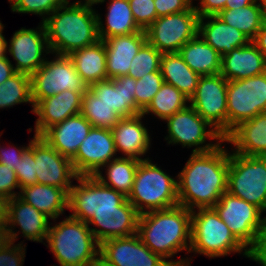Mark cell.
<instances>
[{"instance_id": "1", "label": "cell", "mask_w": 266, "mask_h": 266, "mask_svg": "<svg viewBox=\"0 0 266 266\" xmlns=\"http://www.w3.org/2000/svg\"><path fill=\"white\" fill-rule=\"evenodd\" d=\"M222 144L208 152L191 153L176 176L180 206L191 211L214 207L227 192L229 152Z\"/></svg>"}, {"instance_id": "2", "label": "cell", "mask_w": 266, "mask_h": 266, "mask_svg": "<svg viewBox=\"0 0 266 266\" xmlns=\"http://www.w3.org/2000/svg\"><path fill=\"white\" fill-rule=\"evenodd\" d=\"M137 234L141 241L171 266H191L192 259L172 258L191 246V210L177 205L169 209L140 214ZM169 258H171L169 260Z\"/></svg>"}, {"instance_id": "3", "label": "cell", "mask_w": 266, "mask_h": 266, "mask_svg": "<svg viewBox=\"0 0 266 266\" xmlns=\"http://www.w3.org/2000/svg\"><path fill=\"white\" fill-rule=\"evenodd\" d=\"M93 6L65 1L42 22L51 54L69 55L100 40Z\"/></svg>"}, {"instance_id": "4", "label": "cell", "mask_w": 266, "mask_h": 266, "mask_svg": "<svg viewBox=\"0 0 266 266\" xmlns=\"http://www.w3.org/2000/svg\"><path fill=\"white\" fill-rule=\"evenodd\" d=\"M234 236L261 262L266 263V216L247 201L225 192L213 207Z\"/></svg>"}, {"instance_id": "5", "label": "cell", "mask_w": 266, "mask_h": 266, "mask_svg": "<svg viewBox=\"0 0 266 266\" xmlns=\"http://www.w3.org/2000/svg\"><path fill=\"white\" fill-rule=\"evenodd\" d=\"M189 253L206 257L243 254L258 264L261 262L234 236L213 207L191 211V246Z\"/></svg>"}, {"instance_id": "6", "label": "cell", "mask_w": 266, "mask_h": 266, "mask_svg": "<svg viewBox=\"0 0 266 266\" xmlns=\"http://www.w3.org/2000/svg\"><path fill=\"white\" fill-rule=\"evenodd\" d=\"M46 243L60 266H89L99 257L100 244L88 224L71 216L49 226Z\"/></svg>"}, {"instance_id": "7", "label": "cell", "mask_w": 266, "mask_h": 266, "mask_svg": "<svg viewBox=\"0 0 266 266\" xmlns=\"http://www.w3.org/2000/svg\"><path fill=\"white\" fill-rule=\"evenodd\" d=\"M127 200L140 214L179 205L177 179L163 171L151 159L139 162Z\"/></svg>"}, {"instance_id": "8", "label": "cell", "mask_w": 266, "mask_h": 266, "mask_svg": "<svg viewBox=\"0 0 266 266\" xmlns=\"http://www.w3.org/2000/svg\"><path fill=\"white\" fill-rule=\"evenodd\" d=\"M227 192L266 211V157L229 151Z\"/></svg>"}, {"instance_id": "9", "label": "cell", "mask_w": 266, "mask_h": 266, "mask_svg": "<svg viewBox=\"0 0 266 266\" xmlns=\"http://www.w3.org/2000/svg\"><path fill=\"white\" fill-rule=\"evenodd\" d=\"M167 135L164 139L168 145H179L191 148L192 153L208 152L218 147L224 142V137L205 121L191 106L188 104L184 109L167 117ZM213 140L216 143L209 142Z\"/></svg>"}, {"instance_id": "10", "label": "cell", "mask_w": 266, "mask_h": 266, "mask_svg": "<svg viewBox=\"0 0 266 266\" xmlns=\"http://www.w3.org/2000/svg\"><path fill=\"white\" fill-rule=\"evenodd\" d=\"M55 57L30 75L31 97L34 107L42 100L65 90L85 92L87 84L77 73L68 55L53 54Z\"/></svg>"}, {"instance_id": "11", "label": "cell", "mask_w": 266, "mask_h": 266, "mask_svg": "<svg viewBox=\"0 0 266 266\" xmlns=\"http://www.w3.org/2000/svg\"><path fill=\"white\" fill-rule=\"evenodd\" d=\"M266 112V72L227 84V135L240 123Z\"/></svg>"}, {"instance_id": "12", "label": "cell", "mask_w": 266, "mask_h": 266, "mask_svg": "<svg viewBox=\"0 0 266 266\" xmlns=\"http://www.w3.org/2000/svg\"><path fill=\"white\" fill-rule=\"evenodd\" d=\"M68 193L69 216L88 222L96 211L117 210L126 199L122 193L101 184L94 176H78ZM79 184V185H78Z\"/></svg>"}, {"instance_id": "13", "label": "cell", "mask_w": 266, "mask_h": 266, "mask_svg": "<svg viewBox=\"0 0 266 266\" xmlns=\"http://www.w3.org/2000/svg\"><path fill=\"white\" fill-rule=\"evenodd\" d=\"M198 20L193 5L186 11L158 17L145 30L147 42L161 53H178L198 34Z\"/></svg>"}, {"instance_id": "14", "label": "cell", "mask_w": 266, "mask_h": 266, "mask_svg": "<svg viewBox=\"0 0 266 266\" xmlns=\"http://www.w3.org/2000/svg\"><path fill=\"white\" fill-rule=\"evenodd\" d=\"M227 84L219 73L200 76L190 106L224 138L227 136Z\"/></svg>"}, {"instance_id": "15", "label": "cell", "mask_w": 266, "mask_h": 266, "mask_svg": "<svg viewBox=\"0 0 266 266\" xmlns=\"http://www.w3.org/2000/svg\"><path fill=\"white\" fill-rule=\"evenodd\" d=\"M7 50L15 61L12 65L16 72L31 75L37 71L45 63L46 55L51 54L43 23L40 22L35 29L22 27L15 31L7 45Z\"/></svg>"}, {"instance_id": "16", "label": "cell", "mask_w": 266, "mask_h": 266, "mask_svg": "<svg viewBox=\"0 0 266 266\" xmlns=\"http://www.w3.org/2000/svg\"><path fill=\"white\" fill-rule=\"evenodd\" d=\"M34 159L37 184L59 187L69 193L73 180L78 178L72 160L61 155L41 136L34 137Z\"/></svg>"}, {"instance_id": "17", "label": "cell", "mask_w": 266, "mask_h": 266, "mask_svg": "<svg viewBox=\"0 0 266 266\" xmlns=\"http://www.w3.org/2000/svg\"><path fill=\"white\" fill-rule=\"evenodd\" d=\"M99 257L111 266H171L152 252L137 233L100 243Z\"/></svg>"}, {"instance_id": "18", "label": "cell", "mask_w": 266, "mask_h": 266, "mask_svg": "<svg viewBox=\"0 0 266 266\" xmlns=\"http://www.w3.org/2000/svg\"><path fill=\"white\" fill-rule=\"evenodd\" d=\"M116 154L111 130L92 127L72 164L78 176H94L104 165L118 158Z\"/></svg>"}, {"instance_id": "19", "label": "cell", "mask_w": 266, "mask_h": 266, "mask_svg": "<svg viewBox=\"0 0 266 266\" xmlns=\"http://www.w3.org/2000/svg\"><path fill=\"white\" fill-rule=\"evenodd\" d=\"M139 218L140 213L126 199L117 207V210L94 212L87 224L100 244L108 239L129 237L136 234ZM90 225H93V228ZM94 226L96 227L94 228Z\"/></svg>"}, {"instance_id": "20", "label": "cell", "mask_w": 266, "mask_h": 266, "mask_svg": "<svg viewBox=\"0 0 266 266\" xmlns=\"http://www.w3.org/2000/svg\"><path fill=\"white\" fill-rule=\"evenodd\" d=\"M49 217L44 213L38 211L32 205L23 201L19 196H16L10 200L9 213L5 230L7 231L10 242L17 240L19 233H22V237L33 242L43 243L47 238L50 223ZM19 226L20 230H15Z\"/></svg>"}, {"instance_id": "21", "label": "cell", "mask_w": 266, "mask_h": 266, "mask_svg": "<svg viewBox=\"0 0 266 266\" xmlns=\"http://www.w3.org/2000/svg\"><path fill=\"white\" fill-rule=\"evenodd\" d=\"M84 93L67 89L42 99L33 110V113L38 116L35 121L34 135L41 136L51 126L80 114Z\"/></svg>"}, {"instance_id": "22", "label": "cell", "mask_w": 266, "mask_h": 266, "mask_svg": "<svg viewBox=\"0 0 266 266\" xmlns=\"http://www.w3.org/2000/svg\"><path fill=\"white\" fill-rule=\"evenodd\" d=\"M144 115L123 117L112 129L116 152H121V157L134 158L139 161L151 148V136L142 122Z\"/></svg>"}, {"instance_id": "23", "label": "cell", "mask_w": 266, "mask_h": 266, "mask_svg": "<svg viewBox=\"0 0 266 266\" xmlns=\"http://www.w3.org/2000/svg\"><path fill=\"white\" fill-rule=\"evenodd\" d=\"M136 80L133 77L121 76L95 82L88 89L98 97L99 101L115 110L122 117L136 116L134 98Z\"/></svg>"}, {"instance_id": "24", "label": "cell", "mask_w": 266, "mask_h": 266, "mask_svg": "<svg viewBox=\"0 0 266 266\" xmlns=\"http://www.w3.org/2000/svg\"><path fill=\"white\" fill-rule=\"evenodd\" d=\"M103 42L106 51L107 78L116 79L128 75L132 59L147 39L145 30H142L138 33L109 37Z\"/></svg>"}, {"instance_id": "25", "label": "cell", "mask_w": 266, "mask_h": 266, "mask_svg": "<svg viewBox=\"0 0 266 266\" xmlns=\"http://www.w3.org/2000/svg\"><path fill=\"white\" fill-rule=\"evenodd\" d=\"M91 128V123L78 114L51 126L41 137L61 155L72 160Z\"/></svg>"}, {"instance_id": "26", "label": "cell", "mask_w": 266, "mask_h": 266, "mask_svg": "<svg viewBox=\"0 0 266 266\" xmlns=\"http://www.w3.org/2000/svg\"><path fill=\"white\" fill-rule=\"evenodd\" d=\"M266 72V59L250 41L223 55L220 74L227 80H243Z\"/></svg>"}, {"instance_id": "27", "label": "cell", "mask_w": 266, "mask_h": 266, "mask_svg": "<svg viewBox=\"0 0 266 266\" xmlns=\"http://www.w3.org/2000/svg\"><path fill=\"white\" fill-rule=\"evenodd\" d=\"M224 143L232 144L234 153L266 157V112L240 123L224 138Z\"/></svg>"}, {"instance_id": "28", "label": "cell", "mask_w": 266, "mask_h": 266, "mask_svg": "<svg viewBox=\"0 0 266 266\" xmlns=\"http://www.w3.org/2000/svg\"><path fill=\"white\" fill-rule=\"evenodd\" d=\"M198 34L221 57L230 53L234 48L243 47L251 41L244 33L226 24L217 15L199 17Z\"/></svg>"}, {"instance_id": "29", "label": "cell", "mask_w": 266, "mask_h": 266, "mask_svg": "<svg viewBox=\"0 0 266 266\" xmlns=\"http://www.w3.org/2000/svg\"><path fill=\"white\" fill-rule=\"evenodd\" d=\"M19 197L26 203L56 221L68 209V193L59 187L46 184L28 185L19 191Z\"/></svg>"}, {"instance_id": "30", "label": "cell", "mask_w": 266, "mask_h": 266, "mask_svg": "<svg viewBox=\"0 0 266 266\" xmlns=\"http://www.w3.org/2000/svg\"><path fill=\"white\" fill-rule=\"evenodd\" d=\"M106 0H99L96 5ZM107 6L105 22L97 12L98 33L100 40L109 37L138 33L142 29L137 25L132 14L128 0H110Z\"/></svg>"}, {"instance_id": "31", "label": "cell", "mask_w": 266, "mask_h": 266, "mask_svg": "<svg viewBox=\"0 0 266 266\" xmlns=\"http://www.w3.org/2000/svg\"><path fill=\"white\" fill-rule=\"evenodd\" d=\"M68 56L87 86L108 79L106 72V51L103 40L75 50Z\"/></svg>"}, {"instance_id": "32", "label": "cell", "mask_w": 266, "mask_h": 266, "mask_svg": "<svg viewBox=\"0 0 266 266\" xmlns=\"http://www.w3.org/2000/svg\"><path fill=\"white\" fill-rule=\"evenodd\" d=\"M184 62L200 76L215 75L221 71V55L197 34L179 50Z\"/></svg>"}, {"instance_id": "33", "label": "cell", "mask_w": 266, "mask_h": 266, "mask_svg": "<svg viewBox=\"0 0 266 266\" xmlns=\"http://www.w3.org/2000/svg\"><path fill=\"white\" fill-rule=\"evenodd\" d=\"M164 82L190 98L195 94L200 75L194 72L179 53H163L160 65Z\"/></svg>"}, {"instance_id": "34", "label": "cell", "mask_w": 266, "mask_h": 266, "mask_svg": "<svg viewBox=\"0 0 266 266\" xmlns=\"http://www.w3.org/2000/svg\"><path fill=\"white\" fill-rule=\"evenodd\" d=\"M139 160L127 157H118L104 165L94 177L103 185L113 188L128 197L131 193ZM103 169L105 171V176ZM102 170V171H101Z\"/></svg>"}, {"instance_id": "35", "label": "cell", "mask_w": 266, "mask_h": 266, "mask_svg": "<svg viewBox=\"0 0 266 266\" xmlns=\"http://www.w3.org/2000/svg\"><path fill=\"white\" fill-rule=\"evenodd\" d=\"M217 16L226 24L244 33L251 41L256 37L264 21L257 1L238 9H223Z\"/></svg>"}, {"instance_id": "36", "label": "cell", "mask_w": 266, "mask_h": 266, "mask_svg": "<svg viewBox=\"0 0 266 266\" xmlns=\"http://www.w3.org/2000/svg\"><path fill=\"white\" fill-rule=\"evenodd\" d=\"M187 104H189L187 96L171 84L164 82L142 114L145 116L151 113L164 121L167 117L187 107Z\"/></svg>"}, {"instance_id": "37", "label": "cell", "mask_w": 266, "mask_h": 266, "mask_svg": "<svg viewBox=\"0 0 266 266\" xmlns=\"http://www.w3.org/2000/svg\"><path fill=\"white\" fill-rule=\"evenodd\" d=\"M21 103H30L34 110L31 97V78L23 72H16L0 85V109H7Z\"/></svg>"}, {"instance_id": "38", "label": "cell", "mask_w": 266, "mask_h": 266, "mask_svg": "<svg viewBox=\"0 0 266 266\" xmlns=\"http://www.w3.org/2000/svg\"><path fill=\"white\" fill-rule=\"evenodd\" d=\"M80 114L95 128L111 130L123 117L115 110L100 102L89 89L82 97Z\"/></svg>"}, {"instance_id": "39", "label": "cell", "mask_w": 266, "mask_h": 266, "mask_svg": "<svg viewBox=\"0 0 266 266\" xmlns=\"http://www.w3.org/2000/svg\"><path fill=\"white\" fill-rule=\"evenodd\" d=\"M162 55L163 53L146 42L132 59L127 76L138 80L148 73L159 71Z\"/></svg>"}, {"instance_id": "40", "label": "cell", "mask_w": 266, "mask_h": 266, "mask_svg": "<svg viewBox=\"0 0 266 266\" xmlns=\"http://www.w3.org/2000/svg\"><path fill=\"white\" fill-rule=\"evenodd\" d=\"M164 79L161 71L148 73L136 80V88L134 98L136 101V114H141L148 106L155 94L160 90Z\"/></svg>"}, {"instance_id": "41", "label": "cell", "mask_w": 266, "mask_h": 266, "mask_svg": "<svg viewBox=\"0 0 266 266\" xmlns=\"http://www.w3.org/2000/svg\"><path fill=\"white\" fill-rule=\"evenodd\" d=\"M64 2L65 0H13L10 7L12 12L39 15L43 22Z\"/></svg>"}, {"instance_id": "42", "label": "cell", "mask_w": 266, "mask_h": 266, "mask_svg": "<svg viewBox=\"0 0 266 266\" xmlns=\"http://www.w3.org/2000/svg\"><path fill=\"white\" fill-rule=\"evenodd\" d=\"M29 141V147L23 153L22 158L19 160V164L15 167V172L18 179L20 189L37 184V174L35 171V159H34V137Z\"/></svg>"}, {"instance_id": "43", "label": "cell", "mask_w": 266, "mask_h": 266, "mask_svg": "<svg viewBox=\"0 0 266 266\" xmlns=\"http://www.w3.org/2000/svg\"><path fill=\"white\" fill-rule=\"evenodd\" d=\"M137 25L146 30L157 18L154 0H128Z\"/></svg>"}, {"instance_id": "44", "label": "cell", "mask_w": 266, "mask_h": 266, "mask_svg": "<svg viewBox=\"0 0 266 266\" xmlns=\"http://www.w3.org/2000/svg\"><path fill=\"white\" fill-rule=\"evenodd\" d=\"M25 247L22 241L18 244L9 242L0 251V266H23L26 257Z\"/></svg>"}, {"instance_id": "45", "label": "cell", "mask_w": 266, "mask_h": 266, "mask_svg": "<svg viewBox=\"0 0 266 266\" xmlns=\"http://www.w3.org/2000/svg\"><path fill=\"white\" fill-rule=\"evenodd\" d=\"M15 189L21 190L15 170L0 163V194L12 199L20 194L18 191L15 192Z\"/></svg>"}, {"instance_id": "46", "label": "cell", "mask_w": 266, "mask_h": 266, "mask_svg": "<svg viewBox=\"0 0 266 266\" xmlns=\"http://www.w3.org/2000/svg\"><path fill=\"white\" fill-rule=\"evenodd\" d=\"M193 0H154L157 18L188 10Z\"/></svg>"}, {"instance_id": "47", "label": "cell", "mask_w": 266, "mask_h": 266, "mask_svg": "<svg viewBox=\"0 0 266 266\" xmlns=\"http://www.w3.org/2000/svg\"><path fill=\"white\" fill-rule=\"evenodd\" d=\"M29 147L23 146V147H14L9 145V148L2 147L0 145V163L3 165L8 166L9 169H15V167L19 164V160L22 158L23 153L25 150ZM11 148V149H10Z\"/></svg>"}, {"instance_id": "48", "label": "cell", "mask_w": 266, "mask_h": 266, "mask_svg": "<svg viewBox=\"0 0 266 266\" xmlns=\"http://www.w3.org/2000/svg\"><path fill=\"white\" fill-rule=\"evenodd\" d=\"M227 0H200V6H194L199 17L207 15H217L221 10L225 9Z\"/></svg>"}, {"instance_id": "49", "label": "cell", "mask_w": 266, "mask_h": 266, "mask_svg": "<svg viewBox=\"0 0 266 266\" xmlns=\"http://www.w3.org/2000/svg\"><path fill=\"white\" fill-rule=\"evenodd\" d=\"M16 71L12 65V61L8 56L0 58V85L10 78Z\"/></svg>"}, {"instance_id": "50", "label": "cell", "mask_w": 266, "mask_h": 266, "mask_svg": "<svg viewBox=\"0 0 266 266\" xmlns=\"http://www.w3.org/2000/svg\"><path fill=\"white\" fill-rule=\"evenodd\" d=\"M252 42L257 46L258 50L266 59V19H264L261 29L258 31Z\"/></svg>"}, {"instance_id": "51", "label": "cell", "mask_w": 266, "mask_h": 266, "mask_svg": "<svg viewBox=\"0 0 266 266\" xmlns=\"http://www.w3.org/2000/svg\"><path fill=\"white\" fill-rule=\"evenodd\" d=\"M11 198L0 194V229H5L9 213Z\"/></svg>"}, {"instance_id": "52", "label": "cell", "mask_w": 266, "mask_h": 266, "mask_svg": "<svg viewBox=\"0 0 266 266\" xmlns=\"http://www.w3.org/2000/svg\"><path fill=\"white\" fill-rule=\"evenodd\" d=\"M256 0H227L225 9H238L255 3Z\"/></svg>"}, {"instance_id": "53", "label": "cell", "mask_w": 266, "mask_h": 266, "mask_svg": "<svg viewBox=\"0 0 266 266\" xmlns=\"http://www.w3.org/2000/svg\"><path fill=\"white\" fill-rule=\"evenodd\" d=\"M7 45L5 35H3V30L0 31V58L7 56Z\"/></svg>"}, {"instance_id": "54", "label": "cell", "mask_w": 266, "mask_h": 266, "mask_svg": "<svg viewBox=\"0 0 266 266\" xmlns=\"http://www.w3.org/2000/svg\"><path fill=\"white\" fill-rule=\"evenodd\" d=\"M10 242L9 235L5 229H0V251Z\"/></svg>"}, {"instance_id": "55", "label": "cell", "mask_w": 266, "mask_h": 266, "mask_svg": "<svg viewBox=\"0 0 266 266\" xmlns=\"http://www.w3.org/2000/svg\"><path fill=\"white\" fill-rule=\"evenodd\" d=\"M89 266H111V265L107 264L103 259L98 257Z\"/></svg>"}, {"instance_id": "56", "label": "cell", "mask_w": 266, "mask_h": 266, "mask_svg": "<svg viewBox=\"0 0 266 266\" xmlns=\"http://www.w3.org/2000/svg\"><path fill=\"white\" fill-rule=\"evenodd\" d=\"M261 8L264 19H266V0H256Z\"/></svg>"}, {"instance_id": "57", "label": "cell", "mask_w": 266, "mask_h": 266, "mask_svg": "<svg viewBox=\"0 0 266 266\" xmlns=\"http://www.w3.org/2000/svg\"><path fill=\"white\" fill-rule=\"evenodd\" d=\"M66 2H69L70 0H65ZM99 0H77V1H74V3H90V4H96Z\"/></svg>"}, {"instance_id": "58", "label": "cell", "mask_w": 266, "mask_h": 266, "mask_svg": "<svg viewBox=\"0 0 266 266\" xmlns=\"http://www.w3.org/2000/svg\"><path fill=\"white\" fill-rule=\"evenodd\" d=\"M4 25L1 23V21H0V31H2V30H4Z\"/></svg>"}]
</instances>
